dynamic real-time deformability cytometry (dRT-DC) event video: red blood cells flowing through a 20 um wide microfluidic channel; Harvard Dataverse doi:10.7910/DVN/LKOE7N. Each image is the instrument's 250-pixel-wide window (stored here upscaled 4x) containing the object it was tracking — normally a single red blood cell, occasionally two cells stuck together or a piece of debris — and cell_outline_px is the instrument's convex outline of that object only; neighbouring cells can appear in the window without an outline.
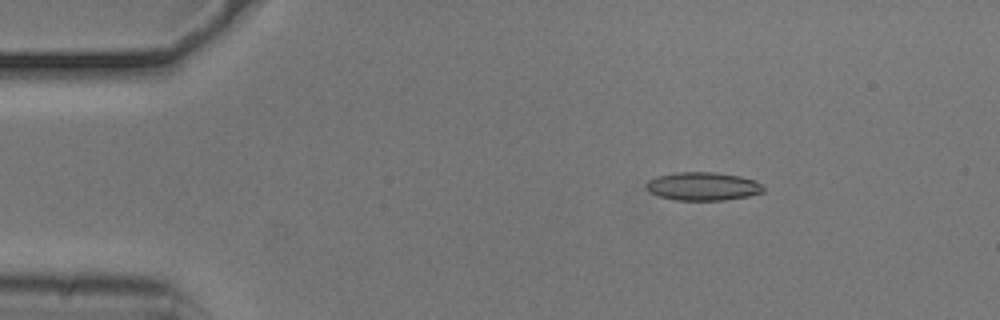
{"species": "common noctule bat (a hibernating species)", "species_latin": "Nyctalus noctula", "temperature_condition": "cold", "stored_images_in_passage": 46, "camera_frame_rate_fps": 3000, "um_per_image_px": 0.085, "animal": {"sex": "male", "body_mass_g": 20.5, "forearm_length_mm": 52.5}, "frame": {"image": 1, "passage_image": 1, "time_ms": 0.0, "image_size_px": [1000, 320], "cell_outline_px": [[764, 192], [748, 196], [724, 200], [676, 200], [660, 196], [648, 192], [644, 188], [644, 184], [648, 180], [656, 176], [676, 172], [716, 172], [740, 176], [756, 180], [764, 188]], "centroid_in_image_um": [59.71, 15.83], "position_along_channel_um": 25.3, "area_um2": 19.54}}
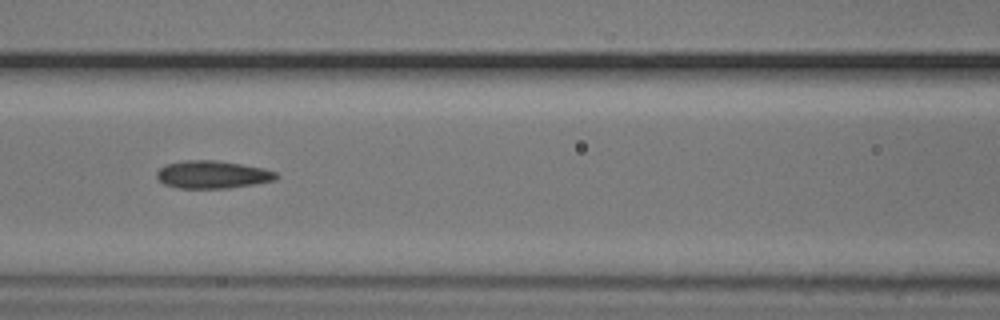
{"frame": {"image": 2, "passage_image": 16, "time_ms": 5.0, "image_size_px": [1000, 320], "cell_outline_px": [[280, 176], [276, 180], [256, 184], [228, 188], [180, 188], [164, 184], [156, 176], [156, 172], [164, 164], [184, 160], [216, 160], [264, 168], [276, 172]], "centroid_in_image_um": [18.08, 14.83], "position_along_channel_um": 148.5, "area_um2": 19.42}}
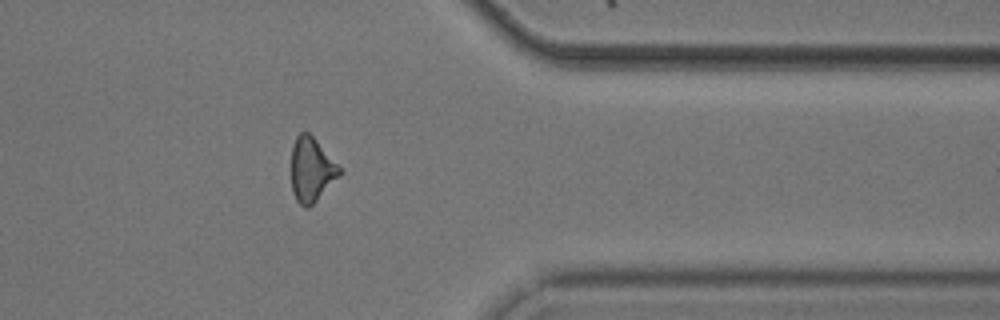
{"frame": {"image": 3, "passage_image": 36, "time_ms": 11.667, "image_size_px": [1000, 320], "cell_outline_px": [[344, 172], [308, 208], [304, 208], [296, 200], [292, 192], [292, 148], [296, 136], [300, 132], [308, 132], [316, 140]], "centroid_in_image_um": [26.47, 14.43], "position_along_channel_um": 384.9, "area_um2": 17.86}, "authors_computed_cell_mechanics": {"area_um2": 18.9006, "velocity_mm_per_s": 3.7418, "shape_relaxation_time_tau1_ms": 4.0657, "shape_relaxation_time_tau2_ms": 2.7541, "deformation_change_tau1": 0.1282, "deformation_change_tau2": 0.1166}}